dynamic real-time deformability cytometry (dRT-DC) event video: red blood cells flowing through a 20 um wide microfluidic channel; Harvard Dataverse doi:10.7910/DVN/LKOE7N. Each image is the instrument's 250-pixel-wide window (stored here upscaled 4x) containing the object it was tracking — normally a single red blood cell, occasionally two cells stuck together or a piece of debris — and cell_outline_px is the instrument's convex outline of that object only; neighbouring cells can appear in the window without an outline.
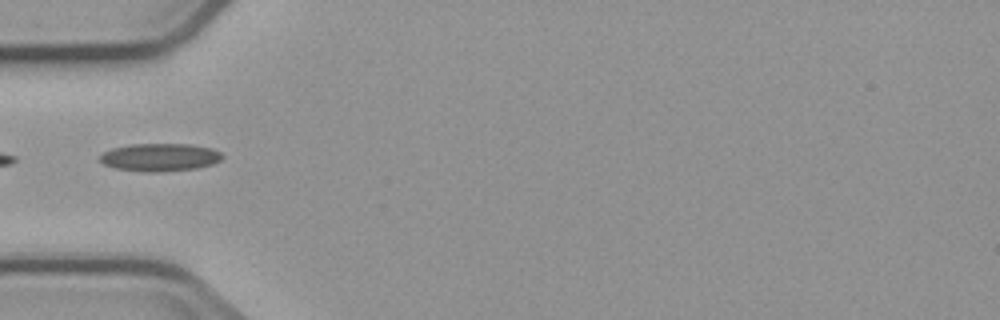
{"species": "common noctule bat (a hibernating species)", "species_latin": "Nyctalus noctula", "temperature_condition": "cold", "stored_images_in_passage": 2, "camera_frame_rate_fps": 3000, "um_per_image_px": 0.085, "animal": {"sex": "male", "body_mass_g": 23.1, "forearm_length_mm": 52.7}, "frame": {"image": 1, "passage_image": 2, "time_ms": 1.0, "image_size_px": [1000, 320], "cell_outline_px": [[224, 156], [220, 160], [212, 164], [196, 168], [160, 172], [144, 172], [116, 168], [104, 164], [100, 160], [100, 156], [104, 152], [112, 148], [132, 144], [188, 144], [212, 148], [220, 152]], "centroid_in_image_um": [13.6, 13.37], "position_along_channel_um": 71.4, "area_um2": 19.77}}